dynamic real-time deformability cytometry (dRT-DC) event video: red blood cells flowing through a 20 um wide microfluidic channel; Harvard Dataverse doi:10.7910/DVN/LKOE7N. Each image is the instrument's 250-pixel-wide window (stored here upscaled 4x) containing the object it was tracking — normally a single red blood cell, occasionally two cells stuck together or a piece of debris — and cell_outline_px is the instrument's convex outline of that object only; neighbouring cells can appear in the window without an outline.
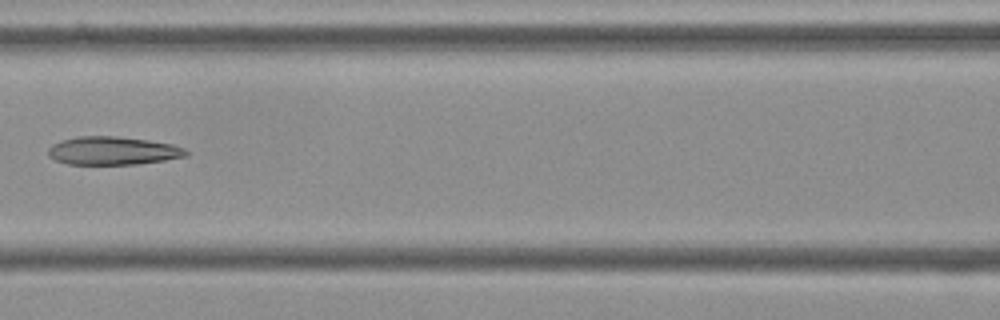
{"species": "Egyptian fruit bat (a non-hibernating species)", "species_latin": "Rousettus aegyptiacus", "temperature_condition": "cold", "stored_images_in_passage": 10, "camera_frame_rate_fps": 3000, "um_per_image_px": 0.085, "frame": {"image": 1, "passage_image": 7, "time_ms": 2.0, "image_size_px": [1000, 320], "cell_outline_px": [[188, 156], [164, 160], [136, 164], [68, 164], [56, 160], [48, 156], [48, 148], [52, 144], [76, 136], [116, 136], [148, 140], [172, 144], [184, 148], [188, 152]], "centroid_in_image_um": [9.59, 12.81], "position_along_channel_um": 157.0, "area_um2": 22.6}}
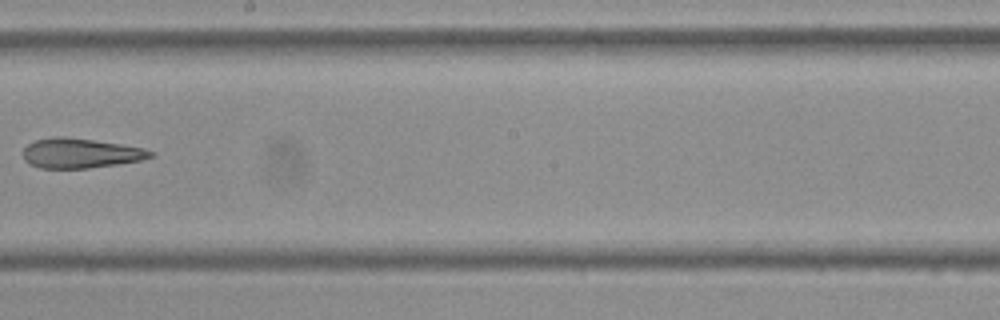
{"frame": {"image": 2, "passage_image": 9, "time_ms": 2.667, "image_size_px": [1000, 320], "cell_outline_px": [[156, 156], [140, 160], [116, 164], [88, 168], [40, 168], [28, 164], [24, 160], [24, 148], [28, 144], [36, 140], [56, 136], [64, 136], [120, 144], [144, 148], [156, 152]], "centroid_in_image_um": [6.85, 13.02], "position_along_channel_um": 241.3, "area_um2": 22.08}}
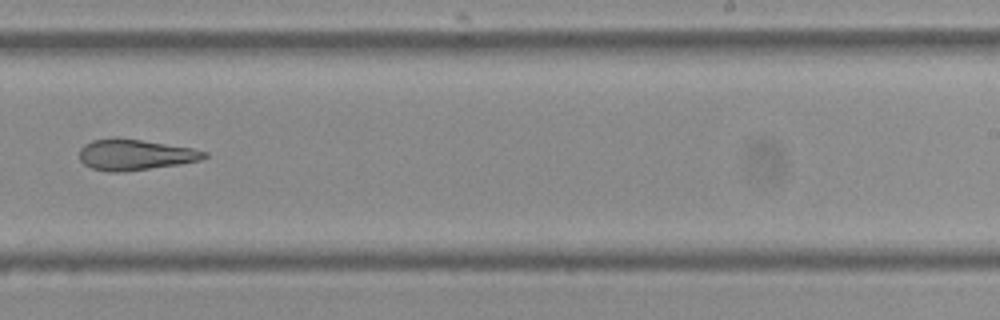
{"frame": {"image": 3, "passage_image": 10, "time_ms": 3.0, "image_size_px": [1000, 320], "cell_outline_px": [[208, 156], [200, 160], [180, 164], [124, 172], [108, 172], [92, 168], [84, 164], [80, 160], [80, 148], [84, 144], [92, 140], [112, 136], [140, 140], [192, 148], [208, 152]], "centroid_in_image_um": [11.45, 13.14], "position_along_channel_um": 277.6, "area_um2": 22.6}}